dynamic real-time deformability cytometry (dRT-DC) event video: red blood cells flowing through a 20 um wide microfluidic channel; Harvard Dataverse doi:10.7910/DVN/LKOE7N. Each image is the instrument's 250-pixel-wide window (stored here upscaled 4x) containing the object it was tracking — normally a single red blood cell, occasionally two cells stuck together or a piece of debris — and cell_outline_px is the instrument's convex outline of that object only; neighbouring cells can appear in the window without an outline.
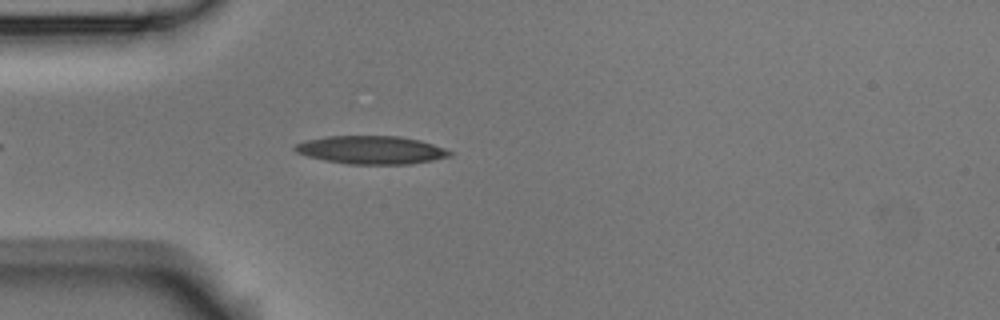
{"species": "Egyptian fruit bat (a non-hibernating species)", "species_latin": "Rousettus aegyptiacus", "temperature_condition": "room temperature", "stored_images_in_passage": 31, "camera_frame_rate_fps": 3000, "um_per_image_px": 0.085, "animal": {"sex": "male"}, "frame": {"image": 1, "passage_image": 6, "time_ms": 1.667, "image_size_px": [1000, 320], "cell_outline_px": [[452, 156], [432, 160], [408, 164], [348, 164], [324, 160], [308, 156], [296, 152], [292, 148], [296, 144], [304, 140], [324, 136], [400, 136], [420, 140], [444, 148], [452, 152]], "centroid_in_image_um": [31.53, 12.74], "position_along_channel_um": 53.5, "area_um2": 25.43}}
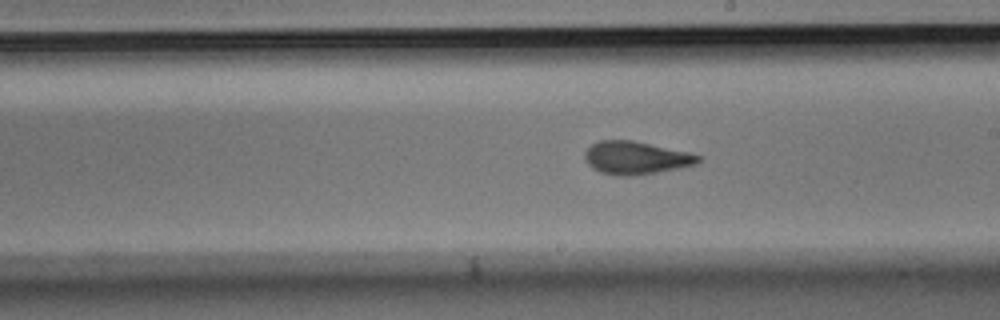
{"frame": {"image": 2, "passage_image": 18, "time_ms": 5.667, "image_size_px": [1000, 320], "cell_outline_px": [[700, 160], [696, 164], [680, 168], [632, 176], [620, 176], [600, 172], [592, 168], [584, 160], [584, 152], [592, 144], [600, 140], [632, 140], [688, 152], [700, 156]], "centroid_in_image_um": [54.01, 13.42], "position_along_channel_um": 235.0, "area_um2": 21.68}}
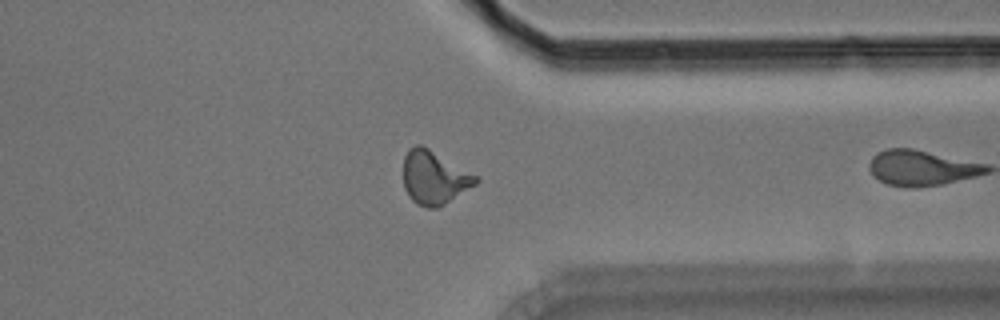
{"frame": {"image": 3, "passage_image": 30, "time_ms": 9.667, "image_size_px": [1000, 320], "cell_outline_px": [[480, 180], [476, 184], [444, 204], [436, 208], [424, 208], [416, 204], [408, 196], [404, 188], [404, 156], [408, 148], [416, 144], [420, 144], [428, 148], [480, 176]], "centroid_in_image_um": [36.91, 15.09], "position_along_channel_um": 374.5, "area_um2": 22.77}}